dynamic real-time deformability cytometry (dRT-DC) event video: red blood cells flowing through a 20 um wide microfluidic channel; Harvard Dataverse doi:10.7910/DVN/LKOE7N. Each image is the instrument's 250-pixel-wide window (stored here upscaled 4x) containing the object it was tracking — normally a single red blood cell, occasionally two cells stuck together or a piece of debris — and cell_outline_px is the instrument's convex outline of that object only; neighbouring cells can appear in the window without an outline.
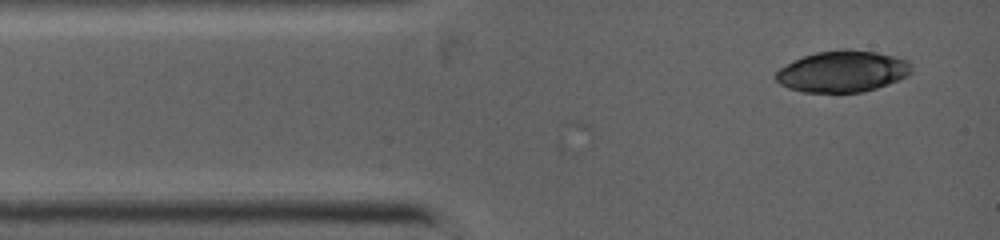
{"species": "common noctule bat (a hibernating species)", "species_latin": "Nyctalus noctula", "temperature_condition": "warm", "stored_images_in_passage": 2, "camera_frame_rate_fps": 5000, "um_per_image_px": 0.085, "animal": {"sex": "female", "body_mass_g": 19.0, "forearm_length_mm": 53.3}, "frame": {"image": 1, "passage_image": 1, "time_ms": 0.0, "image_size_px": [1000, 240], "cell_outline_px": [[912, 72], [908, 76], [876, 88], [864, 92], [804, 92], [788, 88], [780, 84], [776, 80], [776, 72], [780, 68], [804, 56], [816, 52], [844, 48], [848, 48], [876, 52], [908, 60], [912, 68]], "centroid_in_image_um": [71.63, 6.06], "position_along_channel_um": 13.4, "area_um2": 32.66}}